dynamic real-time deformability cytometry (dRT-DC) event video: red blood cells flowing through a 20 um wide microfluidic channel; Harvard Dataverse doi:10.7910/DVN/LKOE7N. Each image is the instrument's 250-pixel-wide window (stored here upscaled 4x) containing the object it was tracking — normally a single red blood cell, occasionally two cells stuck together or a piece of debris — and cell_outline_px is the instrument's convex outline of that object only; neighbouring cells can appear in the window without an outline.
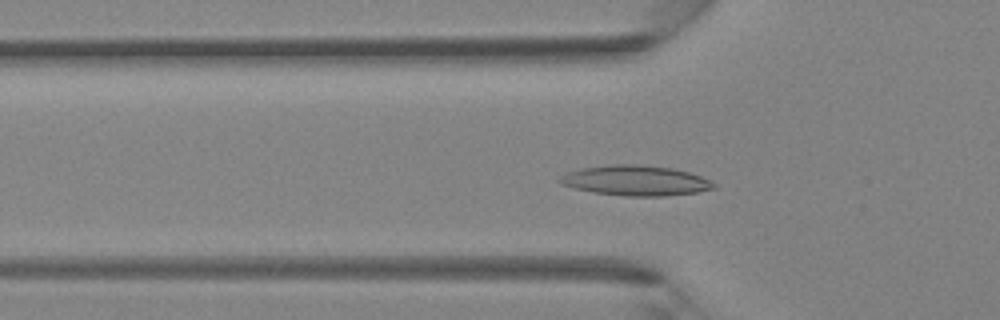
{"species": "Egyptian fruit bat (a non-hibernating species)", "species_latin": "Rousettus aegyptiacus", "temperature_condition": "room temperature", "stored_images_in_passage": 43, "camera_frame_rate_fps": 3000, "um_per_image_px": 0.085, "animal": {"sex": "female"}, "frame": {"image": 1, "passage_image": 14, "time_ms": 4.333, "image_size_px": [1000, 320], "cell_outline_px": [[716, 188], [696, 192], [664, 196], [628, 196], [592, 192], [560, 184], [556, 180], [560, 176], [568, 172], [580, 168], [612, 164], [640, 164], [672, 168], [688, 172], [700, 176], [716, 184]], "centroid_in_image_um": [53.99, 15.34], "position_along_channel_um": 71.8, "area_um2": 27.05}}
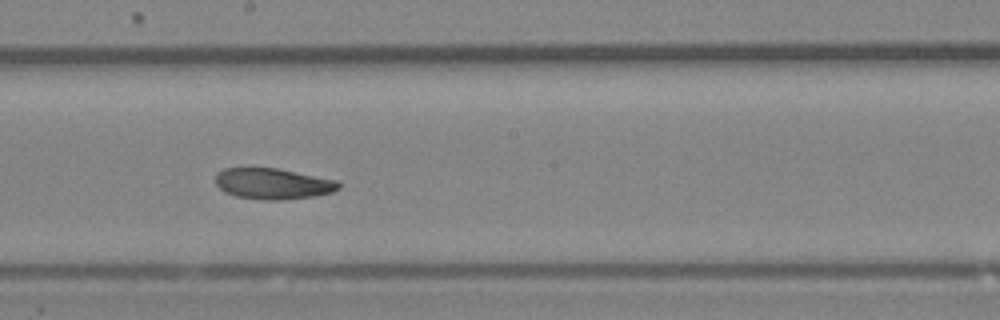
{"frame": {"image": 2, "passage_image": 24, "time_ms": 7.667, "image_size_px": [1000, 320], "cell_outline_px": [[340, 188], [332, 192], [316, 196], [280, 200], [264, 200], [236, 196], [224, 192], [216, 184], [216, 172], [224, 168], [276, 168], [340, 180]], "centroid_in_image_um": [23.22, 15.61], "position_along_channel_um": 225.0, "area_um2": 22.37}}
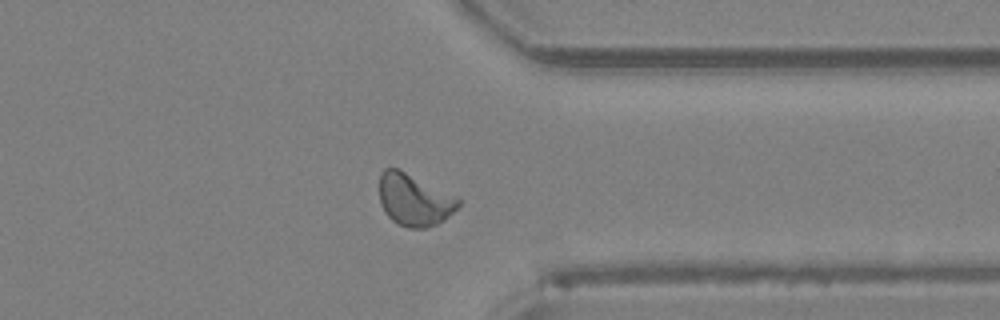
{"frame": {"image": 3, "passage_image": 34, "time_ms": 11.0, "image_size_px": [1000, 320], "cell_outline_px": [[460, 204], [444, 220], [436, 224], [424, 228], [408, 228], [396, 224], [384, 212], [380, 204], [380, 172], [384, 168], [400, 168], [460, 196]], "centroid_in_image_um": [35.22, 16.95], "position_along_channel_um": 376.2, "area_um2": 24.57}}